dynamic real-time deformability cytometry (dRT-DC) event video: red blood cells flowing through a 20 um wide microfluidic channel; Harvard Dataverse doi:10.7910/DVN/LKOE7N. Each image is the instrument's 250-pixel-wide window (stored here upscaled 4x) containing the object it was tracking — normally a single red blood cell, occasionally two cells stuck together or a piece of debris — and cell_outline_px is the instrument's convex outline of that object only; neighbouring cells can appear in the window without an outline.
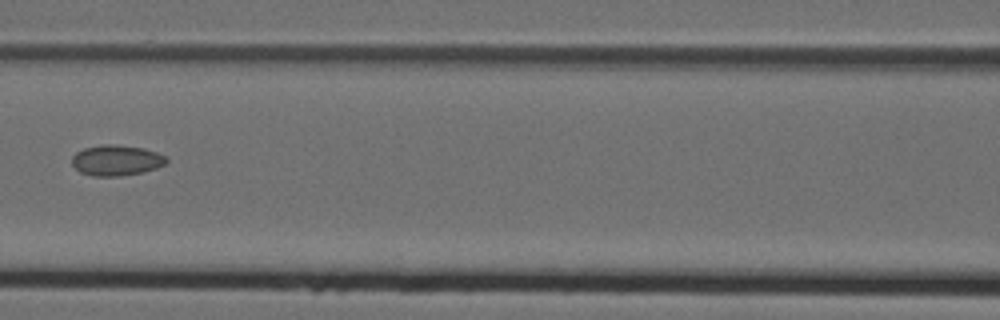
{"species": "Egyptian fruit bat (a non-hibernating species)", "species_latin": "Rousettus aegyptiacus", "temperature_condition": "cold", "stored_images_in_passage": 8, "camera_frame_rate_fps": 3000, "um_per_image_px": 0.085, "animal": {"sex": "female"}, "frame": {"image": 1, "passage_image": 7, "time_ms": 2.0, "image_size_px": [1000, 320], "cell_outline_px": [[168, 164], [144, 172], [120, 176], [92, 176], [80, 172], [72, 164], [72, 156], [76, 152], [84, 148], [104, 144], [112, 144], [144, 148], [168, 156]], "centroid_in_image_um": [9.93, 13.63], "position_along_channel_um": 156.7, "area_um2": 17.05}}
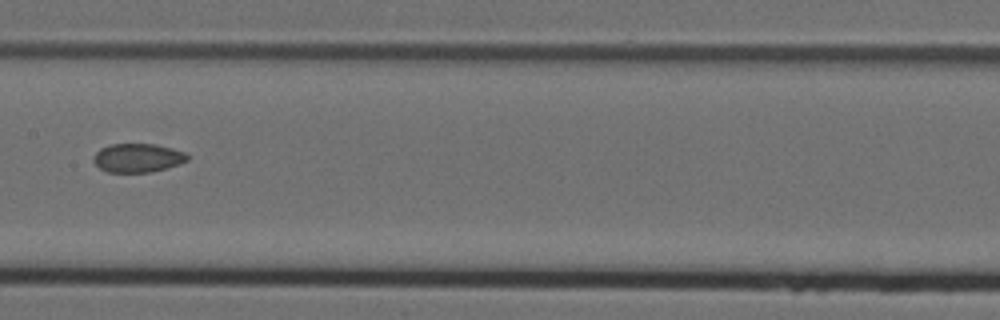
{"frame": {"image": 2, "passage_image": 8, "time_ms": 2.333, "image_size_px": [1000, 320], "cell_outline_px": [[188, 160], [152, 172], [108, 172], [100, 168], [92, 160], [96, 152], [100, 148], [112, 144], [156, 144], [172, 148], [184, 152], [188, 156]], "centroid_in_image_um": [11.67, 13.41], "position_along_channel_um": 195.7, "area_um2": 15.55}}